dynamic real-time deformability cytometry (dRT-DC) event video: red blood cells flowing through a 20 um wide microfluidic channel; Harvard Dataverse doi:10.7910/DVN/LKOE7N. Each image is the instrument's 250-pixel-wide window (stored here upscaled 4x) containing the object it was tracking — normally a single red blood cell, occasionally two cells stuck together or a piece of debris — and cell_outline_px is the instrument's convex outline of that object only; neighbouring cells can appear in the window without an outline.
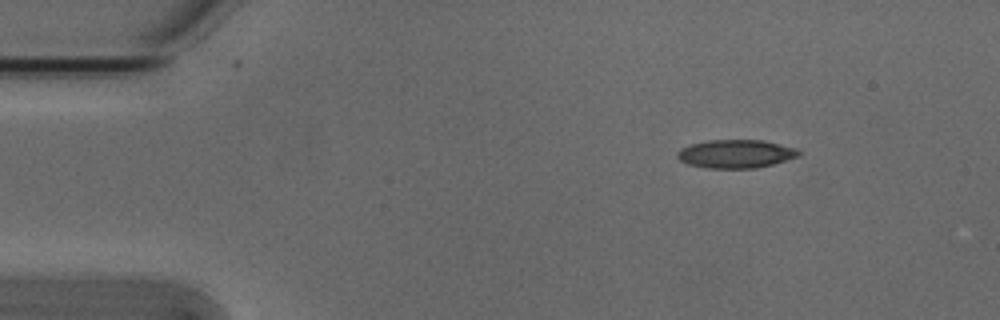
{"species": "Egyptian fruit bat (a non-hibernating species)", "species_latin": "Rousettus aegyptiacus", "temperature_condition": "cold", "stored_images_in_passage": 4, "camera_frame_rate_fps": 3000, "um_per_image_px": 0.085, "animal": {"sex": "male"}, "frame": {"image": 1, "passage_image": 1, "time_ms": 0.0, "image_size_px": [1000, 320], "cell_outline_px": [[800, 156], [772, 164], [756, 168], [708, 168], [688, 164], [680, 160], [676, 156], [676, 152], [680, 148], [692, 144], [708, 140], [764, 140], [796, 148], [800, 152]], "centroid_in_image_um": [62.53, 13.07], "position_along_channel_um": 22.5, "area_um2": 20.06}}
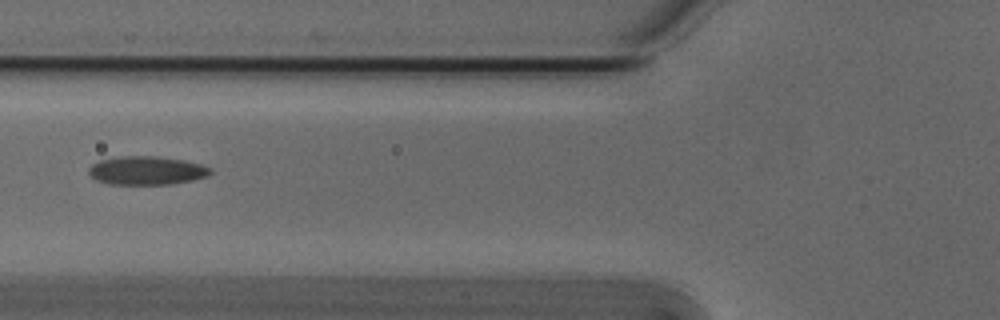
{"frame": {"image": 2, "passage_image": 4, "time_ms": 1.0, "image_size_px": [1000, 320], "cell_outline_px": [[212, 172], [208, 176], [192, 180], [172, 184], [108, 184], [96, 180], [88, 176], [88, 168], [92, 164], [100, 160], [120, 156], [156, 156], [184, 160], [200, 164], [212, 168]], "centroid_in_image_um": [12.44, 14.49], "position_along_channel_um": 113.4, "area_um2": 20.4}}